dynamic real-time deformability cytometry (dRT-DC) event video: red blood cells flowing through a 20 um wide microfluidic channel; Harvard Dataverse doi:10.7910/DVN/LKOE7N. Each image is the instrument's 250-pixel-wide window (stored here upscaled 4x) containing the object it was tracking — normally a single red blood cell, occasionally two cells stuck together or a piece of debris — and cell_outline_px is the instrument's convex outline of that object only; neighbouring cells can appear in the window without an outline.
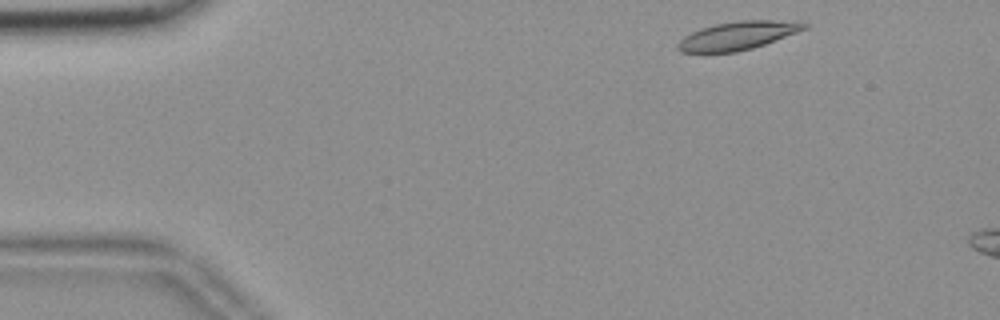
{"species": "common noctule bat (a hibernating species)", "species_latin": "Nyctalus noctula", "temperature_condition": "room temperature", "stored_images_in_passage": 9, "camera_frame_rate_fps": 3000, "um_per_image_px": 0.085, "animal": {"sex": "female", "body_mass_g": 18.4}, "frame": {"image": 1, "passage_image": 2, "time_ms": 0.333, "image_size_px": [1000, 320], "cell_outline_px": [[808, 28], [764, 44], [752, 48], [736, 52], [680, 52], [676, 48], [676, 44], [684, 36], [700, 28], [716, 24], [740, 20], [800, 20], [808, 24]], "centroid_in_image_um": [62.73, 3.01], "position_along_channel_um": 22.3, "area_um2": 20.92}}